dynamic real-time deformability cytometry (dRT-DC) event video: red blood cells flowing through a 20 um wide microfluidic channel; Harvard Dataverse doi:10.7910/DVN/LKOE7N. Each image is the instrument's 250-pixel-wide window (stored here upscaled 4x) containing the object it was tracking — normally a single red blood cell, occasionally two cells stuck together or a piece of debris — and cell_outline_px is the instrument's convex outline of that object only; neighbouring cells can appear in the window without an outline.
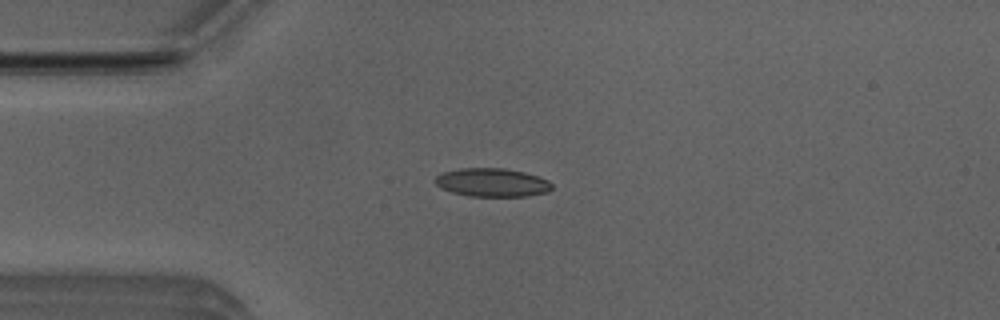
{"species": "Egyptian fruit bat (a non-hibernating species)", "species_latin": "Rousettus aegyptiacus", "temperature_condition": "room temperature", "stored_images_in_passage": 6, "camera_frame_rate_fps": 3000, "um_per_image_px": 0.085, "animal": {"sex": "male"}, "frame": {"image": 1, "passage_image": 4, "time_ms": 1.0, "image_size_px": [1000, 320], "cell_outline_px": [[552, 188], [548, 192], [528, 196], [468, 196], [452, 192], [440, 188], [436, 184], [436, 176], [444, 172], [460, 168], [504, 168], [524, 172], [548, 180], [552, 184]], "centroid_in_image_um": [41.84, 15.51], "position_along_channel_um": 43.2, "area_um2": 19.31}}
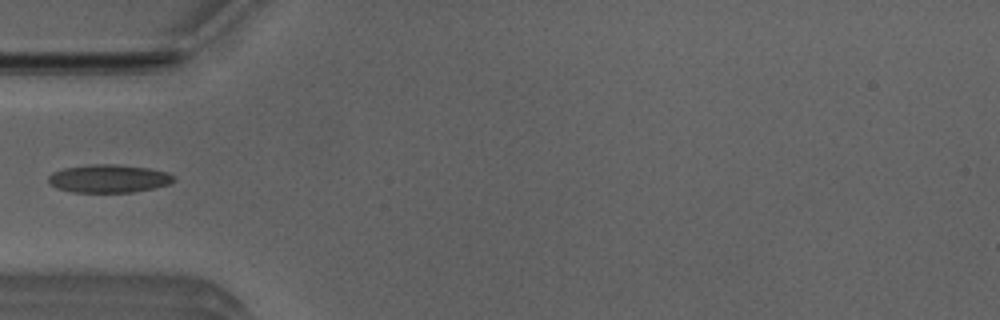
{"frame": {"image": 2, "passage_image": 5, "time_ms": 1.333, "image_size_px": [1000, 320], "cell_outline_px": [[176, 180], [168, 184], [156, 188], [132, 192], [72, 192], [56, 188], [48, 180], [48, 176], [52, 172], [64, 168], [92, 164], [116, 164], [148, 168], [168, 172], [176, 176]], "centroid_in_image_um": [9.28, 15.18], "position_along_channel_um": 75.7, "area_um2": 20.63}}